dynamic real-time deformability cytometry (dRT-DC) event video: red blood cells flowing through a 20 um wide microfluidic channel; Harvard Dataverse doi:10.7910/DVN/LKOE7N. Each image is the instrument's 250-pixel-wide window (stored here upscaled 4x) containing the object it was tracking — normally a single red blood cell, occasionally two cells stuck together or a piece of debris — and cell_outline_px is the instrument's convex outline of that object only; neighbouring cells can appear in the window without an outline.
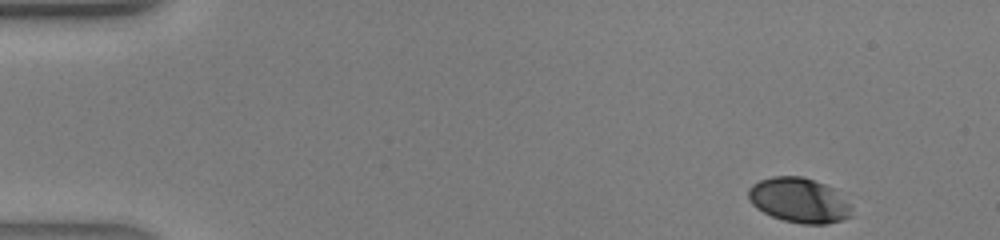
{"species": "human", "species_latin": "Homo sapiens", "temperature_condition": "warm", "stored_images_in_passage": 40, "segment_of_instrument_passage": [1, 2], "camera_frame_rate_fps": 3000, "um_per_image_px": 0.085, "donor": {"sex": "male"}, "frame": {"image": 1, "passage_image": 1, "time_ms": 0.0, "image_size_px": [1000, 240], "cell_outline_px": [[852, 216], [844, 220], [824, 224], [800, 224], [784, 220], [772, 216], [756, 208], [748, 200], [748, 188], [752, 184], [760, 180], [772, 176], [800, 176], [836, 188], [852, 208]], "centroid_in_image_um": [67.93, 17.03], "position_along_channel_um": 17.1, "area_um2": 27.22}}
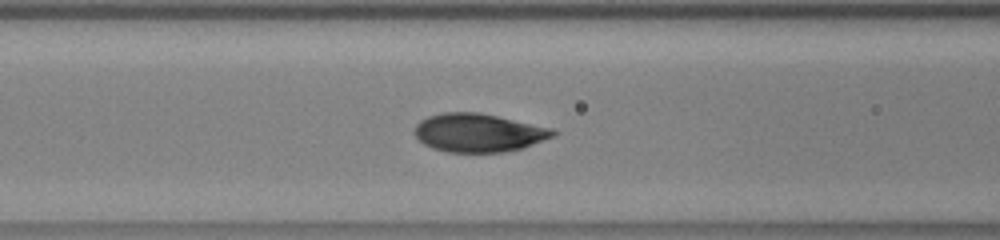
{"frame": {"image": 2, "passage_image": 15, "time_ms": 4.667, "image_size_px": [1000, 240], "cell_outline_px": [[560, 132], [556, 136], [524, 148], [504, 152], [448, 152], [432, 148], [424, 144], [416, 136], [416, 124], [420, 120], [428, 116], [444, 112], [480, 112], [552, 128]], "centroid_in_image_um": [40.73, 11.28], "position_along_channel_um": 125.9, "area_um2": 31.15}}
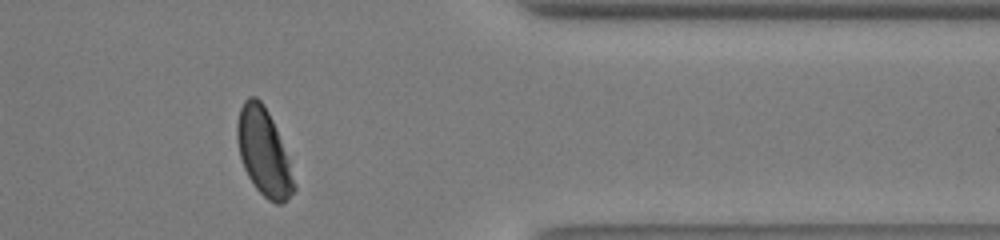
{"frame": {"image": 3, "passage_image": 32, "time_ms": 10.333, "image_size_px": [1000, 240], "cell_outline_px": [[296, 188], [280, 204], [276, 204], [268, 200], [256, 188], [248, 176], [244, 168], [240, 156], [236, 140], [236, 124], [240, 108], [244, 100], [248, 96], [256, 96], [264, 104], [276, 128], [288, 160], [296, 184]], "centroid_in_image_um": [22.38, 12.9], "position_along_channel_um": 389.0, "area_um2": 28.5}}